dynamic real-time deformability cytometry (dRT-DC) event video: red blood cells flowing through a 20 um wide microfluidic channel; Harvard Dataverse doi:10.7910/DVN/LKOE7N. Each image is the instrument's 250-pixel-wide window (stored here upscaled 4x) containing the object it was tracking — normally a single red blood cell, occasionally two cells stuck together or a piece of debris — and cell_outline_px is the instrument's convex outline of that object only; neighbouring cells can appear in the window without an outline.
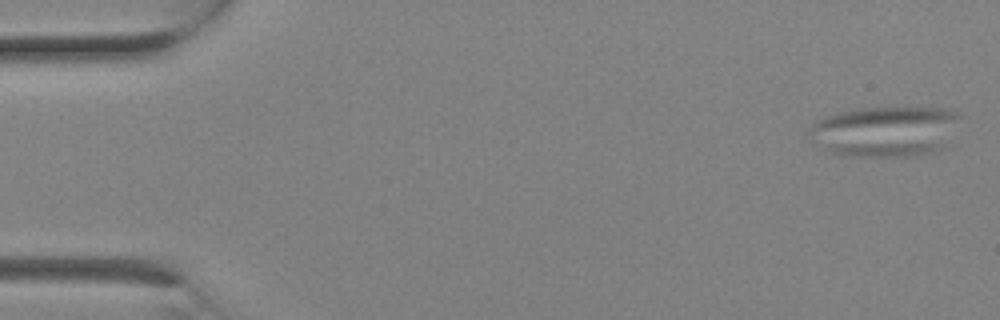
{"species": "Egyptian fruit bat (a non-hibernating species)", "species_latin": "Rousettus aegyptiacus", "temperature_condition": "room temperature", "stored_images_in_passage": 2, "camera_frame_rate_fps": 3000, "um_per_image_px": 0.085, "animal": {"sex": "female"}, "frame": {"image": 1, "passage_image": 1, "time_ms": 0.0, "image_size_px": [1000, 320], "cell_outline_px": [[960, 116], [944, 148], [932, 152], [912, 156], [840, 156], [808, 140], [808, 132], [812, 124], [816, 120], [840, 112], [860, 108], [956, 108], [960, 112]], "centroid_in_image_um": [75.23, 11.16], "position_along_channel_um": 9.8, "area_um2": 44.56}}